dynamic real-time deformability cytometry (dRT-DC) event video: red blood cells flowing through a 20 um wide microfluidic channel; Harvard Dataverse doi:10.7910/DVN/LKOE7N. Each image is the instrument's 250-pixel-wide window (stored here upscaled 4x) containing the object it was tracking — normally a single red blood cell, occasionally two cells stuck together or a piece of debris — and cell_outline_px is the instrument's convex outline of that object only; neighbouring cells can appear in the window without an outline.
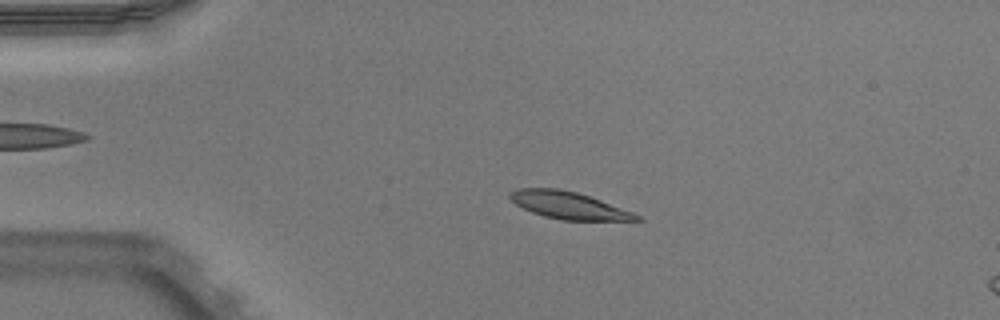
{"species": "Egyptian fruit bat (a non-hibernating species)", "species_latin": "Rousettus aegyptiacus", "temperature_condition": "warm", "stored_images_in_passage": 46, "camera_frame_rate_fps": 3000, "um_per_image_px": 0.085, "animal": {"sex": "male"}, "frame": {"image": 1, "passage_image": 6, "time_ms": 1.667, "image_size_px": [1000, 320], "cell_outline_px": [[644, 220], [560, 220], [544, 216], [532, 212], [516, 204], [508, 196], [508, 192], [516, 188], [560, 188], [576, 192], [600, 200], [632, 212], [640, 216]], "centroid_in_image_um": [48.28, 17.44], "position_along_channel_um": 36.7, "area_um2": 19.88}}
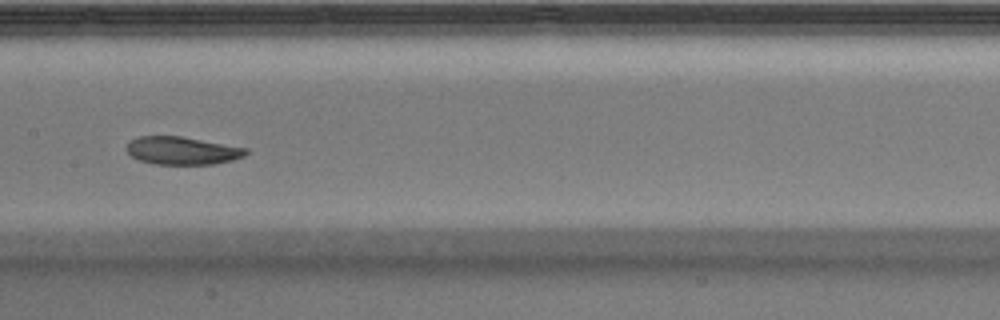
{"frame": {"image": 2, "passage_image": 21, "time_ms": 6.667, "image_size_px": [1000, 320], "cell_outline_px": [[248, 152], [244, 156], [232, 160], [216, 164], [156, 164], [140, 160], [132, 156], [128, 152], [128, 144], [132, 140], [140, 136], [180, 136], [248, 148]], "centroid_in_image_um": [15.53, 12.8], "position_along_channel_um": 191.9, "area_um2": 19.13}}
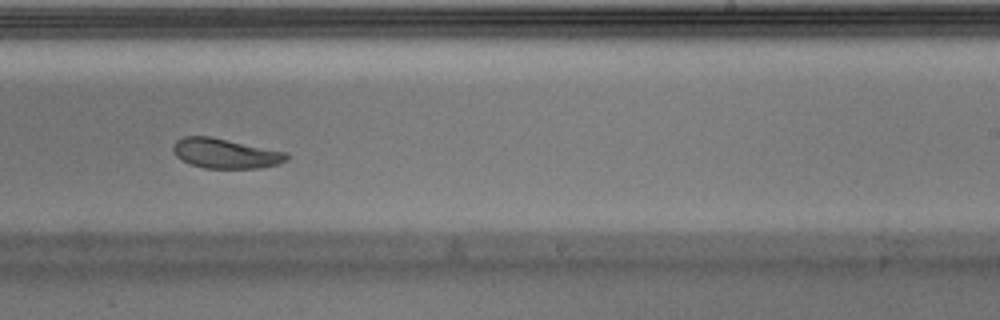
{"frame": {"image": 3, "passage_image": 27, "time_ms": 8.667, "image_size_px": [1000, 320], "cell_outline_px": [[288, 160], [280, 164], [260, 168], [204, 168], [180, 160], [176, 156], [172, 148], [172, 144], [176, 140], [184, 136], [212, 136], [288, 152]], "centroid_in_image_um": [19.17, 13.03], "position_along_channel_um": 269.8, "area_um2": 20.06}, "authors_computed_cell_mechanics": {"area_um2": 20.5479, "velocity_mm_per_s": 3.9056, "shape_relaxation_time_tau1_ms": 3.3431, "shape_relaxation_time_tau2_ms": 10.2768, "deformation_change_tau1": 0.1148, "deformation_change_tau2": 0.1562}}